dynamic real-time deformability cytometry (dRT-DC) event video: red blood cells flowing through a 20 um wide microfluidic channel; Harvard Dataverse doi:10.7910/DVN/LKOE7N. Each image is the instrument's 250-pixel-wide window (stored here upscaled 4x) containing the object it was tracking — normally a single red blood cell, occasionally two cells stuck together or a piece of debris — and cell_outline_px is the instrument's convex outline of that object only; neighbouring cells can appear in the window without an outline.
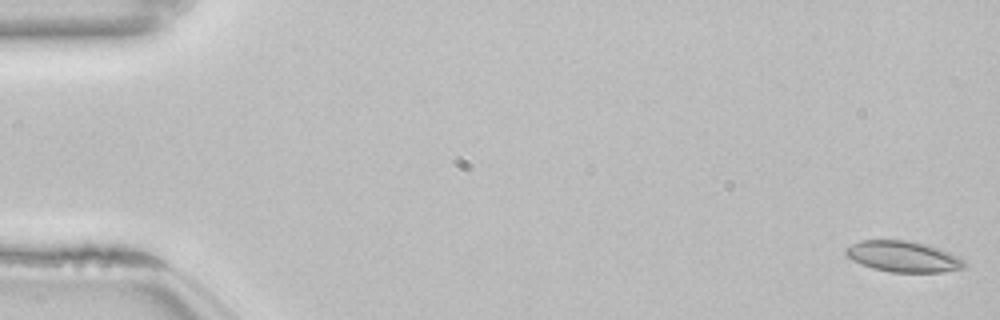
{"species": "common noctule bat (a hibernating species)", "species_latin": "Nyctalus noctula", "temperature_condition": "room temperature", "stored_images_in_passage": 54, "camera_frame_rate_fps": 3000, "um_per_image_px": 0.085, "animal": {"sex": "female", "body_mass_g": 22.7, "forearm_length_mm": 54.2}, "frame": {"image": 1, "passage_image": 1, "time_ms": 0.0, "image_size_px": [1000, 320], "cell_outline_px": [[968, 268], [944, 272], [892, 272], [872, 268], [852, 260], [844, 252], [844, 248], [860, 240], [908, 240], [928, 244], [948, 252], [964, 260], [968, 264]], "centroid_in_image_um": [76.8, 21.81], "position_along_channel_um": 8.2, "area_um2": 21.56}}
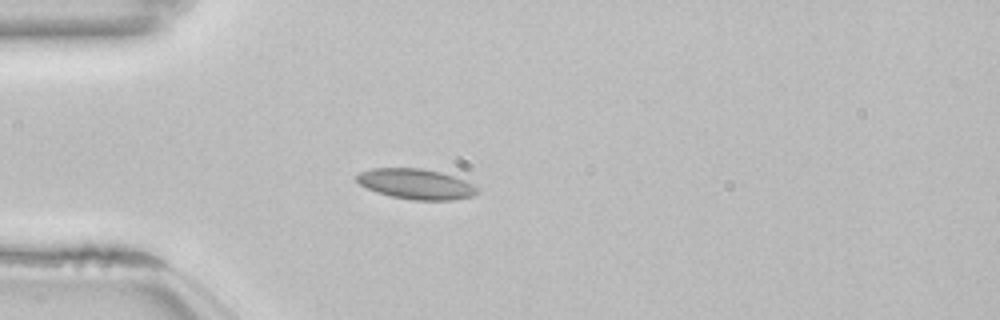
{"frame": {"image": 2, "passage_image": 15, "time_ms": 4.667, "image_size_px": [1000, 320], "cell_outline_px": [[480, 192], [472, 196], [452, 200], [412, 200], [392, 196], [376, 192], [360, 184], [352, 176], [360, 172], [372, 168], [420, 168], [440, 172], [464, 180], [472, 184]], "centroid_in_image_um": [35.32, 15.64], "position_along_channel_um": 49.7, "area_um2": 21.27}}
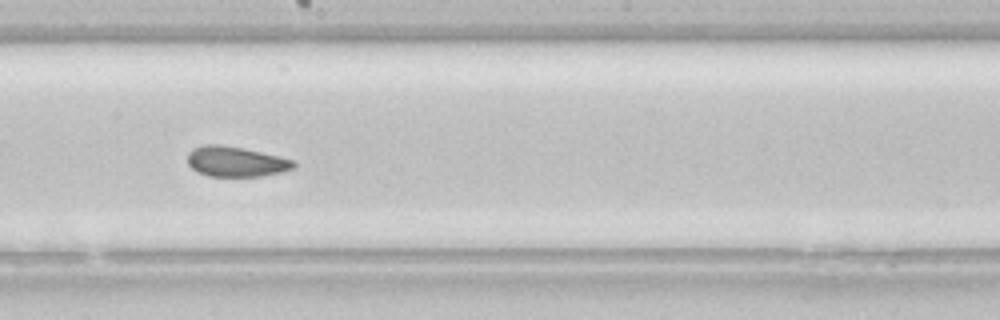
{"frame": {"image": 3, "passage_image": 30, "time_ms": 9.667, "image_size_px": [1000, 320], "cell_outline_px": [[296, 168], [264, 176], [208, 176], [192, 168], [188, 164], [188, 152], [192, 148], [204, 144], [220, 144], [244, 148], [280, 156], [296, 160]], "centroid_in_image_um": [20.08, 13.72], "position_along_channel_um": 228.1, "area_um2": 18.9}, "authors_computed_cell_mechanics": {"area_um2": 20.2878, "velocity_mm_per_s": 3.8298, "shape_relaxation_time_tau1_ms": null, "shape_relaxation_time_tau2_ms": 2.1065, "deformation_change_tau1": null, "deformation_change_tau2": 0.0771}}